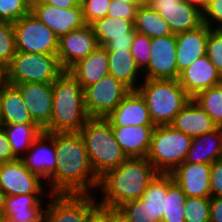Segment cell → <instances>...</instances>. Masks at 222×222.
<instances>
[{
	"mask_svg": "<svg viewBox=\"0 0 222 222\" xmlns=\"http://www.w3.org/2000/svg\"><path fill=\"white\" fill-rule=\"evenodd\" d=\"M55 149L52 194H96L99 178L79 132L55 133Z\"/></svg>",
	"mask_w": 222,
	"mask_h": 222,
	"instance_id": "1",
	"label": "cell"
},
{
	"mask_svg": "<svg viewBox=\"0 0 222 222\" xmlns=\"http://www.w3.org/2000/svg\"><path fill=\"white\" fill-rule=\"evenodd\" d=\"M157 173L146 157L127 158L120 166L99 178L95 194L98 204L117 209L125 202L141 198Z\"/></svg>",
	"mask_w": 222,
	"mask_h": 222,
	"instance_id": "2",
	"label": "cell"
},
{
	"mask_svg": "<svg viewBox=\"0 0 222 222\" xmlns=\"http://www.w3.org/2000/svg\"><path fill=\"white\" fill-rule=\"evenodd\" d=\"M53 109L47 133L79 132L89 116L85 107L84 90L77 80L64 71L52 83Z\"/></svg>",
	"mask_w": 222,
	"mask_h": 222,
	"instance_id": "3",
	"label": "cell"
},
{
	"mask_svg": "<svg viewBox=\"0 0 222 222\" xmlns=\"http://www.w3.org/2000/svg\"><path fill=\"white\" fill-rule=\"evenodd\" d=\"M79 134L98 178L117 168L127 159L115 139L110 123L105 118H89Z\"/></svg>",
	"mask_w": 222,
	"mask_h": 222,
	"instance_id": "4",
	"label": "cell"
},
{
	"mask_svg": "<svg viewBox=\"0 0 222 222\" xmlns=\"http://www.w3.org/2000/svg\"><path fill=\"white\" fill-rule=\"evenodd\" d=\"M137 91L144 98L155 126L170 125L192 99L178 80L143 79Z\"/></svg>",
	"mask_w": 222,
	"mask_h": 222,
	"instance_id": "5",
	"label": "cell"
},
{
	"mask_svg": "<svg viewBox=\"0 0 222 222\" xmlns=\"http://www.w3.org/2000/svg\"><path fill=\"white\" fill-rule=\"evenodd\" d=\"M192 139L171 125H157L146 158L158 173H171L185 161Z\"/></svg>",
	"mask_w": 222,
	"mask_h": 222,
	"instance_id": "6",
	"label": "cell"
},
{
	"mask_svg": "<svg viewBox=\"0 0 222 222\" xmlns=\"http://www.w3.org/2000/svg\"><path fill=\"white\" fill-rule=\"evenodd\" d=\"M64 71L57 55L17 51L6 66L7 83L52 84Z\"/></svg>",
	"mask_w": 222,
	"mask_h": 222,
	"instance_id": "7",
	"label": "cell"
},
{
	"mask_svg": "<svg viewBox=\"0 0 222 222\" xmlns=\"http://www.w3.org/2000/svg\"><path fill=\"white\" fill-rule=\"evenodd\" d=\"M100 205L95 194H52L46 202V222H91Z\"/></svg>",
	"mask_w": 222,
	"mask_h": 222,
	"instance_id": "8",
	"label": "cell"
},
{
	"mask_svg": "<svg viewBox=\"0 0 222 222\" xmlns=\"http://www.w3.org/2000/svg\"><path fill=\"white\" fill-rule=\"evenodd\" d=\"M18 52L57 55V35L31 12L13 23Z\"/></svg>",
	"mask_w": 222,
	"mask_h": 222,
	"instance_id": "9",
	"label": "cell"
},
{
	"mask_svg": "<svg viewBox=\"0 0 222 222\" xmlns=\"http://www.w3.org/2000/svg\"><path fill=\"white\" fill-rule=\"evenodd\" d=\"M121 81L107 74L84 89L85 107L89 118L107 117L129 93Z\"/></svg>",
	"mask_w": 222,
	"mask_h": 222,
	"instance_id": "10",
	"label": "cell"
},
{
	"mask_svg": "<svg viewBox=\"0 0 222 222\" xmlns=\"http://www.w3.org/2000/svg\"><path fill=\"white\" fill-rule=\"evenodd\" d=\"M0 189L6 196L23 194H51L47 183L30 172L21 159L2 163Z\"/></svg>",
	"mask_w": 222,
	"mask_h": 222,
	"instance_id": "11",
	"label": "cell"
},
{
	"mask_svg": "<svg viewBox=\"0 0 222 222\" xmlns=\"http://www.w3.org/2000/svg\"><path fill=\"white\" fill-rule=\"evenodd\" d=\"M55 133H42L33 141L30 148L20 158L25 167L47 183L52 194V174L57 165Z\"/></svg>",
	"mask_w": 222,
	"mask_h": 222,
	"instance_id": "12",
	"label": "cell"
},
{
	"mask_svg": "<svg viewBox=\"0 0 222 222\" xmlns=\"http://www.w3.org/2000/svg\"><path fill=\"white\" fill-rule=\"evenodd\" d=\"M148 66L143 79L178 80L176 34L151 38Z\"/></svg>",
	"mask_w": 222,
	"mask_h": 222,
	"instance_id": "13",
	"label": "cell"
},
{
	"mask_svg": "<svg viewBox=\"0 0 222 222\" xmlns=\"http://www.w3.org/2000/svg\"><path fill=\"white\" fill-rule=\"evenodd\" d=\"M30 12L46 24L58 38L86 25L81 5L61 9L40 0H32Z\"/></svg>",
	"mask_w": 222,
	"mask_h": 222,
	"instance_id": "14",
	"label": "cell"
},
{
	"mask_svg": "<svg viewBox=\"0 0 222 222\" xmlns=\"http://www.w3.org/2000/svg\"><path fill=\"white\" fill-rule=\"evenodd\" d=\"M98 46L92 26L88 24L60 36L57 57L61 67L68 71L79 60L86 58Z\"/></svg>",
	"mask_w": 222,
	"mask_h": 222,
	"instance_id": "15",
	"label": "cell"
},
{
	"mask_svg": "<svg viewBox=\"0 0 222 222\" xmlns=\"http://www.w3.org/2000/svg\"><path fill=\"white\" fill-rule=\"evenodd\" d=\"M149 6L166 20L173 34L190 31L203 24L202 12L186 1L154 0Z\"/></svg>",
	"mask_w": 222,
	"mask_h": 222,
	"instance_id": "16",
	"label": "cell"
},
{
	"mask_svg": "<svg viewBox=\"0 0 222 222\" xmlns=\"http://www.w3.org/2000/svg\"><path fill=\"white\" fill-rule=\"evenodd\" d=\"M28 107L32 120L43 130L51 120L53 91L50 83H21L15 85Z\"/></svg>",
	"mask_w": 222,
	"mask_h": 222,
	"instance_id": "17",
	"label": "cell"
},
{
	"mask_svg": "<svg viewBox=\"0 0 222 222\" xmlns=\"http://www.w3.org/2000/svg\"><path fill=\"white\" fill-rule=\"evenodd\" d=\"M211 164L183 162L170 174L187 197H211Z\"/></svg>",
	"mask_w": 222,
	"mask_h": 222,
	"instance_id": "18",
	"label": "cell"
},
{
	"mask_svg": "<svg viewBox=\"0 0 222 222\" xmlns=\"http://www.w3.org/2000/svg\"><path fill=\"white\" fill-rule=\"evenodd\" d=\"M178 82L193 98L201 91L222 84V75L205 55L181 71Z\"/></svg>",
	"mask_w": 222,
	"mask_h": 222,
	"instance_id": "19",
	"label": "cell"
},
{
	"mask_svg": "<svg viewBox=\"0 0 222 222\" xmlns=\"http://www.w3.org/2000/svg\"><path fill=\"white\" fill-rule=\"evenodd\" d=\"M105 119L111 126H155L146 102L137 90H130Z\"/></svg>",
	"mask_w": 222,
	"mask_h": 222,
	"instance_id": "20",
	"label": "cell"
},
{
	"mask_svg": "<svg viewBox=\"0 0 222 222\" xmlns=\"http://www.w3.org/2000/svg\"><path fill=\"white\" fill-rule=\"evenodd\" d=\"M51 195L23 194L6 196L3 214L11 222H37L44 216L46 200Z\"/></svg>",
	"mask_w": 222,
	"mask_h": 222,
	"instance_id": "21",
	"label": "cell"
},
{
	"mask_svg": "<svg viewBox=\"0 0 222 222\" xmlns=\"http://www.w3.org/2000/svg\"><path fill=\"white\" fill-rule=\"evenodd\" d=\"M210 28L204 23L196 29L176 34L178 77L181 71L206 55Z\"/></svg>",
	"mask_w": 222,
	"mask_h": 222,
	"instance_id": "22",
	"label": "cell"
},
{
	"mask_svg": "<svg viewBox=\"0 0 222 222\" xmlns=\"http://www.w3.org/2000/svg\"><path fill=\"white\" fill-rule=\"evenodd\" d=\"M115 139L127 158L146 157L155 126H111Z\"/></svg>",
	"mask_w": 222,
	"mask_h": 222,
	"instance_id": "23",
	"label": "cell"
},
{
	"mask_svg": "<svg viewBox=\"0 0 222 222\" xmlns=\"http://www.w3.org/2000/svg\"><path fill=\"white\" fill-rule=\"evenodd\" d=\"M170 125L192 138L211 132L218 127L208 113L193 99L175 116Z\"/></svg>",
	"mask_w": 222,
	"mask_h": 222,
	"instance_id": "24",
	"label": "cell"
},
{
	"mask_svg": "<svg viewBox=\"0 0 222 222\" xmlns=\"http://www.w3.org/2000/svg\"><path fill=\"white\" fill-rule=\"evenodd\" d=\"M68 72L82 86L83 90L97 83L109 74V61L107 51L103 46H98L86 58L79 60Z\"/></svg>",
	"mask_w": 222,
	"mask_h": 222,
	"instance_id": "25",
	"label": "cell"
},
{
	"mask_svg": "<svg viewBox=\"0 0 222 222\" xmlns=\"http://www.w3.org/2000/svg\"><path fill=\"white\" fill-rule=\"evenodd\" d=\"M107 54L109 74L130 90H137L143 81V72L137 66L130 50L107 51Z\"/></svg>",
	"mask_w": 222,
	"mask_h": 222,
	"instance_id": "26",
	"label": "cell"
},
{
	"mask_svg": "<svg viewBox=\"0 0 222 222\" xmlns=\"http://www.w3.org/2000/svg\"><path fill=\"white\" fill-rule=\"evenodd\" d=\"M222 159V127L192 139L185 162L212 164Z\"/></svg>",
	"mask_w": 222,
	"mask_h": 222,
	"instance_id": "27",
	"label": "cell"
},
{
	"mask_svg": "<svg viewBox=\"0 0 222 222\" xmlns=\"http://www.w3.org/2000/svg\"><path fill=\"white\" fill-rule=\"evenodd\" d=\"M2 126L21 123H35L29 113L19 89L6 84L1 89Z\"/></svg>",
	"mask_w": 222,
	"mask_h": 222,
	"instance_id": "28",
	"label": "cell"
},
{
	"mask_svg": "<svg viewBox=\"0 0 222 222\" xmlns=\"http://www.w3.org/2000/svg\"><path fill=\"white\" fill-rule=\"evenodd\" d=\"M134 21L105 16L95 20L90 25L92 26L98 45L104 46L112 39L133 38L135 33Z\"/></svg>",
	"mask_w": 222,
	"mask_h": 222,
	"instance_id": "29",
	"label": "cell"
},
{
	"mask_svg": "<svg viewBox=\"0 0 222 222\" xmlns=\"http://www.w3.org/2000/svg\"><path fill=\"white\" fill-rule=\"evenodd\" d=\"M134 30L150 38L172 35L166 20L149 5H140L136 11Z\"/></svg>",
	"mask_w": 222,
	"mask_h": 222,
	"instance_id": "30",
	"label": "cell"
},
{
	"mask_svg": "<svg viewBox=\"0 0 222 222\" xmlns=\"http://www.w3.org/2000/svg\"><path fill=\"white\" fill-rule=\"evenodd\" d=\"M2 127L7 134L12 153L17 159L24 155L43 131L36 123L10 124Z\"/></svg>",
	"mask_w": 222,
	"mask_h": 222,
	"instance_id": "31",
	"label": "cell"
},
{
	"mask_svg": "<svg viewBox=\"0 0 222 222\" xmlns=\"http://www.w3.org/2000/svg\"><path fill=\"white\" fill-rule=\"evenodd\" d=\"M186 197L183 190L173 181L172 175L167 173V195L161 222H185Z\"/></svg>",
	"mask_w": 222,
	"mask_h": 222,
	"instance_id": "32",
	"label": "cell"
},
{
	"mask_svg": "<svg viewBox=\"0 0 222 222\" xmlns=\"http://www.w3.org/2000/svg\"><path fill=\"white\" fill-rule=\"evenodd\" d=\"M167 195V173H157L150 181L143 198L153 211V220H162Z\"/></svg>",
	"mask_w": 222,
	"mask_h": 222,
	"instance_id": "33",
	"label": "cell"
},
{
	"mask_svg": "<svg viewBox=\"0 0 222 222\" xmlns=\"http://www.w3.org/2000/svg\"><path fill=\"white\" fill-rule=\"evenodd\" d=\"M192 99L208 113L218 127H222V84L201 91Z\"/></svg>",
	"mask_w": 222,
	"mask_h": 222,
	"instance_id": "34",
	"label": "cell"
},
{
	"mask_svg": "<svg viewBox=\"0 0 222 222\" xmlns=\"http://www.w3.org/2000/svg\"><path fill=\"white\" fill-rule=\"evenodd\" d=\"M117 210L127 222H161L153 220V211L143 198L125 202Z\"/></svg>",
	"mask_w": 222,
	"mask_h": 222,
	"instance_id": "35",
	"label": "cell"
},
{
	"mask_svg": "<svg viewBox=\"0 0 222 222\" xmlns=\"http://www.w3.org/2000/svg\"><path fill=\"white\" fill-rule=\"evenodd\" d=\"M185 222L210 221V197H186Z\"/></svg>",
	"mask_w": 222,
	"mask_h": 222,
	"instance_id": "36",
	"label": "cell"
},
{
	"mask_svg": "<svg viewBox=\"0 0 222 222\" xmlns=\"http://www.w3.org/2000/svg\"><path fill=\"white\" fill-rule=\"evenodd\" d=\"M16 52L13 23L0 21V64L7 66Z\"/></svg>",
	"mask_w": 222,
	"mask_h": 222,
	"instance_id": "37",
	"label": "cell"
},
{
	"mask_svg": "<svg viewBox=\"0 0 222 222\" xmlns=\"http://www.w3.org/2000/svg\"><path fill=\"white\" fill-rule=\"evenodd\" d=\"M32 0H0V21L15 23L30 13Z\"/></svg>",
	"mask_w": 222,
	"mask_h": 222,
	"instance_id": "38",
	"label": "cell"
},
{
	"mask_svg": "<svg viewBox=\"0 0 222 222\" xmlns=\"http://www.w3.org/2000/svg\"><path fill=\"white\" fill-rule=\"evenodd\" d=\"M150 49L151 38L145 34L135 31L130 52L141 71H143L148 66L151 52Z\"/></svg>",
	"mask_w": 222,
	"mask_h": 222,
	"instance_id": "39",
	"label": "cell"
},
{
	"mask_svg": "<svg viewBox=\"0 0 222 222\" xmlns=\"http://www.w3.org/2000/svg\"><path fill=\"white\" fill-rule=\"evenodd\" d=\"M206 55L222 75V29H210Z\"/></svg>",
	"mask_w": 222,
	"mask_h": 222,
	"instance_id": "40",
	"label": "cell"
},
{
	"mask_svg": "<svg viewBox=\"0 0 222 222\" xmlns=\"http://www.w3.org/2000/svg\"><path fill=\"white\" fill-rule=\"evenodd\" d=\"M111 0H81L85 23L90 25L95 20L107 16Z\"/></svg>",
	"mask_w": 222,
	"mask_h": 222,
	"instance_id": "41",
	"label": "cell"
},
{
	"mask_svg": "<svg viewBox=\"0 0 222 222\" xmlns=\"http://www.w3.org/2000/svg\"><path fill=\"white\" fill-rule=\"evenodd\" d=\"M202 21L210 29H222V0H209Z\"/></svg>",
	"mask_w": 222,
	"mask_h": 222,
	"instance_id": "42",
	"label": "cell"
},
{
	"mask_svg": "<svg viewBox=\"0 0 222 222\" xmlns=\"http://www.w3.org/2000/svg\"><path fill=\"white\" fill-rule=\"evenodd\" d=\"M141 4H127L118 0H111L107 16L135 20L136 11Z\"/></svg>",
	"mask_w": 222,
	"mask_h": 222,
	"instance_id": "43",
	"label": "cell"
},
{
	"mask_svg": "<svg viewBox=\"0 0 222 222\" xmlns=\"http://www.w3.org/2000/svg\"><path fill=\"white\" fill-rule=\"evenodd\" d=\"M210 177L211 197H222V159L211 164Z\"/></svg>",
	"mask_w": 222,
	"mask_h": 222,
	"instance_id": "44",
	"label": "cell"
},
{
	"mask_svg": "<svg viewBox=\"0 0 222 222\" xmlns=\"http://www.w3.org/2000/svg\"><path fill=\"white\" fill-rule=\"evenodd\" d=\"M17 159L11 150V145L8 140L5 130L0 128V162L5 163Z\"/></svg>",
	"mask_w": 222,
	"mask_h": 222,
	"instance_id": "45",
	"label": "cell"
},
{
	"mask_svg": "<svg viewBox=\"0 0 222 222\" xmlns=\"http://www.w3.org/2000/svg\"><path fill=\"white\" fill-rule=\"evenodd\" d=\"M97 217L102 222H127L117 209H108L100 207Z\"/></svg>",
	"mask_w": 222,
	"mask_h": 222,
	"instance_id": "46",
	"label": "cell"
},
{
	"mask_svg": "<svg viewBox=\"0 0 222 222\" xmlns=\"http://www.w3.org/2000/svg\"><path fill=\"white\" fill-rule=\"evenodd\" d=\"M210 221L222 222V197H210Z\"/></svg>",
	"mask_w": 222,
	"mask_h": 222,
	"instance_id": "47",
	"label": "cell"
},
{
	"mask_svg": "<svg viewBox=\"0 0 222 222\" xmlns=\"http://www.w3.org/2000/svg\"><path fill=\"white\" fill-rule=\"evenodd\" d=\"M133 38H120L108 41L103 47L106 51L130 50Z\"/></svg>",
	"mask_w": 222,
	"mask_h": 222,
	"instance_id": "48",
	"label": "cell"
},
{
	"mask_svg": "<svg viewBox=\"0 0 222 222\" xmlns=\"http://www.w3.org/2000/svg\"><path fill=\"white\" fill-rule=\"evenodd\" d=\"M40 1L61 9L76 7L81 3V0H40Z\"/></svg>",
	"mask_w": 222,
	"mask_h": 222,
	"instance_id": "49",
	"label": "cell"
},
{
	"mask_svg": "<svg viewBox=\"0 0 222 222\" xmlns=\"http://www.w3.org/2000/svg\"><path fill=\"white\" fill-rule=\"evenodd\" d=\"M189 5L197 8L200 12H203L207 5L209 0H185Z\"/></svg>",
	"mask_w": 222,
	"mask_h": 222,
	"instance_id": "50",
	"label": "cell"
},
{
	"mask_svg": "<svg viewBox=\"0 0 222 222\" xmlns=\"http://www.w3.org/2000/svg\"><path fill=\"white\" fill-rule=\"evenodd\" d=\"M7 84L6 66L0 64V90Z\"/></svg>",
	"mask_w": 222,
	"mask_h": 222,
	"instance_id": "51",
	"label": "cell"
},
{
	"mask_svg": "<svg viewBox=\"0 0 222 222\" xmlns=\"http://www.w3.org/2000/svg\"><path fill=\"white\" fill-rule=\"evenodd\" d=\"M5 199H6V194L0 189V213H4Z\"/></svg>",
	"mask_w": 222,
	"mask_h": 222,
	"instance_id": "52",
	"label": "cell"
},
{
	"mask_svg": "<svg viewBox=\"0 0 222 222\" xmlns=\"http://www.w3.org/2000/svg\"><path fill=\"white\" fill-rule=\"evenodd\" d=\"M118 1L127 4H140L138 0H118Z\"/></svg>",
	"mask_w": 222,
	"mask_h": 222,
	"instance_id": "53",
	"label": "cell"
},
{
	"mask_svg": "<svg viewBox=\"0 0 222 222\" xmlns=\"http://www.w3.org/2000/svg\"><path fill=\"white\" fill-rule=\"evenodd\" d=\"M141 5H150L154 0H138Z\"/></svg>",
	"mask_w": 222,
	"mask_h": 222,
	"instance_id": "54",
	"label": "cell"
},
{
	"mask_svg": "<svg viewBox=\"0 0 222 222\" xmlns=\"http://www.w3.org/2000/svg\"><path fill=\"white\" fill-rule=\"evenodd\" d=\"M0 128H2V112H1V90H0Z\"/></svg>",
	"mask_w": 222,
	"mask_h": 222,
	"instance_id": "55",
	"label": "cell"
},
{
	"mask_svg": "<svg viewBox=\"0 0 222 222\" xmlns=\"http://www.w3.org/2000/svg\"><path fill=\"white\" fill-rule=\"evenodd\" d=\"M6 216L3 213H0V222H6Z\"/></svg>",
	"mask_w": 222,
	"mask_h": 222,
	"instance_id": "56",
	"label": "cell"
},
{
	"mask_svg": "<svg viewBox=\"0 0 222 222\" xmlns=\"http://www.w3.org/2000/svg\"><path fill=\"white\" fill-rule=\"evenodd\" d=\"M6 222H11V221H9V220H6ZM37 222H46V220H45V216H43L39 221H37Z\"/></svg>",
	"mask_w": 222,
	"mask_h": 222,
	"instance_id": "57",
	"label": "cell"
},
{
	"mask_svg": "<svg viewBox=\"0 0 222 222\" xmlns=\"http://www.w3.org/2000/svg\"><path fill=\"white\" fill-rule=\"evenodd\" d=\"M91 222H102L97 216Z\"/></svg>",
	"mask_w": 222,
	"mask_h": 222,
	"instance_id": "58",
	"label": "cell"
}]
</instances>
